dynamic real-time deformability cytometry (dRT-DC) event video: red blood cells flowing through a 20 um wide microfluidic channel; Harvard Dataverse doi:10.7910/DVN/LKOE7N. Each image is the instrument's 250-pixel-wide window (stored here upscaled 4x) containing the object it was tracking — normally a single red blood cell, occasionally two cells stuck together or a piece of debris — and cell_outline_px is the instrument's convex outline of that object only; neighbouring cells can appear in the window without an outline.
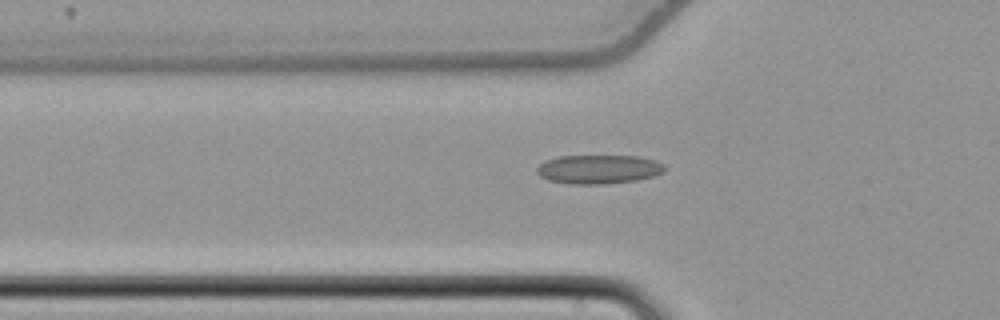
{"species": "common noctule bat (a hibernating species)", "species_latin": "Nyctalus noctula", "temperature_condition": "cold", "stored_images_in_passage": 49, "camera_frame_rate_fps": 3000, "um_per_image_px": 0.085, "animal": {"sex": "female", "body_mass_g": 22.7, "forearm_length_mm": 54.2}, "frame": {"image": 1, "passage_image": 19, "time_ms": 6.0, "image_size_px": [1000, 320], "cell_outline_px": [[664, 172], [656, 176], [636, 180], [600, 184], [568, 184], [548, 180], [540, 176], [536, 172], [536, 168], [544, 160], [560, 156], [636, 156], [656, 160], [664, 164]], "centroid_in_image_um": [50.87, 14.39], "position_along_channel_um": 74.9, "area_um2": 21.68}}
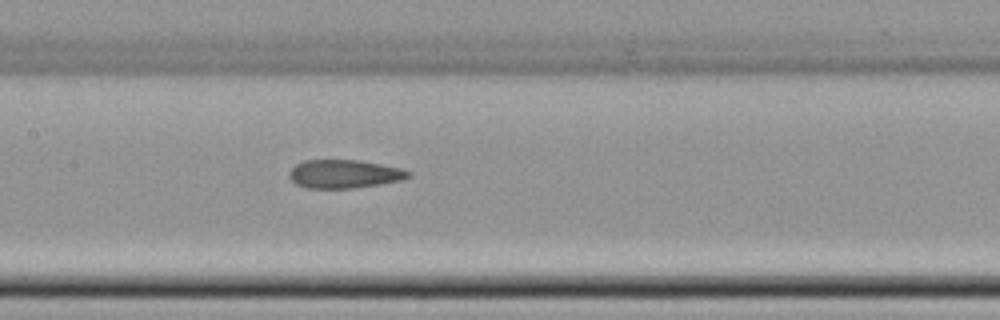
{"frame": {"image": 2, "passage_image": 27, "time_ms": 8.667, "image_size_px": [1000, 320], "cell_outline_px": [[412, 176], [400, 180], [380, 184], [352, 188], [304, 188], [296, 184], [288, 176], [288, 172], [296, 164], [304, 160], [360, 160], [404, 168], [412, 172]], "centroid_in_image_um": [29.28, 14.78], "position_along_channel_um": 178.1, "area_um2": 19.94}}
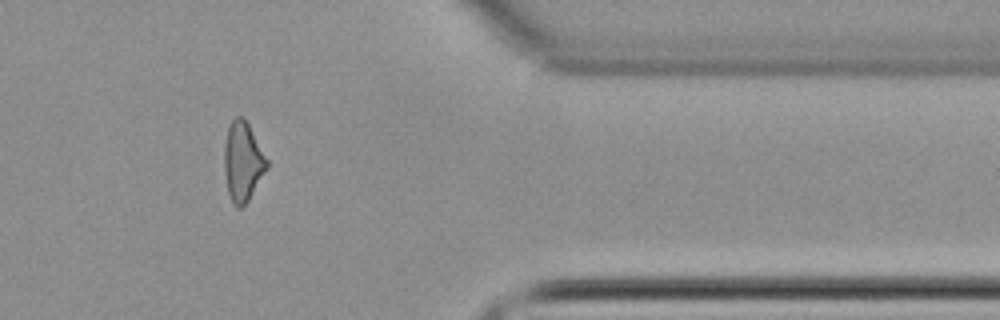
{"frame": {"image": 3, "passage_image": 45, "time_ms": 14.667, "image_size_px": [1000, 320], "cell_outline_px": [[268, 168], [248, 200], [240, 208], [236, 208], [228, 192], [224, 172], [224, 144], [228, 128], [232, 120], [236, 116], [244, 116], [268, 160]], "centroid_in_image_um": [20.63, 13.72], "position_along_channel_um": 390.8, "area_um2": 19.65}}